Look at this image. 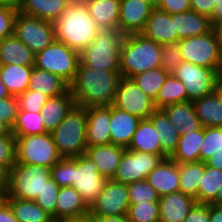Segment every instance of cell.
<instances>
[{
	"label": "cell",
	"instance_id": "6da1fadb",
	"mask_svg": "<svg viewBox=\"0 0 222 222\" xmlns=\"http://www.w3.org/2000/svg\"><path fill=\"white\" fill-rule=\"evenodd\" d=\"M121 78L120 71L92 69L80 61L70 91L76 105L83 108L110 106Z\"/></svg>",
	"mask_w": 222,
	"mask_h": 222
},
{
	"label": "cell",
	"instance_id": "7a4b0ae2",
	"mask_svg": "<svg viewBox=\"0 0 222 222\" xmlns=\"http://www.w3.org/2000/svg\"><path fill=\"white\" fill-rule=\"evenodd\" d=\"M53 24L56 40L78 52L85 49L101 30L91 18L84 0H71Z\"/></svg>",
	"mask_w": 222,
	"mask_h": 222
},
{
	"label": "cell",
	"instance_id": "3957f363",
	"mask_svg": "<svg viewBox=\"0 0 222 222\" xmlns=\"http://www.w3.org/2000/svg\"><path fill=\"white\" fill-rule=\"evenodd\" d=\"M162 45L139 34L124 36L120 49V73L124 78L161 67Z\"/></svg>",
	"mask_w": 222,
	"mask_h": 222
},
{
	"label": "cell",
	"instance_id": "277c9868",
	"mask_svg": "<svg viewBox=\"0 0 222 222\" xmlns=\"http://www.w3.org/2000/svg\"><path fill=\"white\" fill-rule=\"evenodd\" d=\"M86 108L74 105L66 117L51 132L59 154L65 158L83 155L87 149Z\"/></svg>",
	"mask_w": 222,
	"mask_h": 222
},
{
	"label": "cell",
	"instance_id": "5b68a950",
	"mask_svg": "<svg viewBox=\"0 0 222 222\" xmlns=\"http://www.w3.org/2000/svg\"><path fill=\"white\" fill-rule=\"evenodd\" d=\"M124 36L120 30L101 29L80 52V61L92 69L120 71L119 57Z\"/></svg>",
	"mask_w": 222,
	"mask_h": 222
},
{
	"label": "cell",
	"instance_id": "8992f818",
	"mask_svg": "<svg viewBox=\"0 0 222 222\" xmlns=\"http://www.w3.org/2000/svg\"><path fill=\"white\" fill-rule=\"evenodd\" d=\"M49 179L51 168L15 162L8 170L6 198L34 201L43 192Z\"/></svg>",
	"mask_w": 222,
	"mask_h": 222
},
{
	"label": "cell",
	"instance_id": "52a82bcc",
	"mask_svg": "<svg viewBox=\"0 0 222 222\" xmlns=\"http://www.w3.org/2000/svg\"><path fill=\"white\" fill-rule=\"evenodd\" d=\"M15 149V161L21 164L52 168L62 158L50 132L15 136Z\"/></svg>",
	"mask_w": 222,
	"mask_h": 222
},
{
	"label": "cell",
	"instance_id": "ba28073f",
	"mask_svg": "<svg viewBox=\"0 0 222 222\" xmlns=\"http://www.w3.org/2000/svg\"><path fill=\"white\" fill-rule=\"evenodd\" d=\"M183 61L222 72V49L216 32L212 29L202 36H193L178 41Z\"/></svg>",
	"mask_w": 222,
	"mask_h": 222
},
{
	"label": "cell",
	"instance_id": "9c48e42d",
	"mask_svg": "<svg viewBox=\"0 0 222 222\" xmlns=\"http://www.w3.org/2000/svg\"><path fill=\"white\" fill-rule=\"evenodd\" d=\"M79 62L80 52L55 39L35 54L34 67L56 74L70 85L75 79Z\"/></svg>",
	"mask_w": 222,
	"mask_h": 222
},
{
	"label": "cell",
	"instance_id": "30bf717a",
	"mask_svg": "<svg viewBox=\"0 0 222 222\" xmlns=\"http://www.w3.org/2000/svg\"><path fill=\"white\" fill-rule=\"evenodd\" d=\"M14 34L35 54L43 51L56 39L52 22L19 11L14 21Z\"/></svg>",
	"mask_w": 222,
	"mask_h": 222
},
{
	"label": "cell",
	"instance_id": "8fae6325",
	"mask_svg": "<svg viewBox=\"0 0 222 222\" xmlns=\"http://www.w3.org/2000/svg\"><path fill=\"white\" fill-rule=\"evenodd\" d=\"M173 74L184 84L188 101L214 93L216 82L220 77V74L214 69L186 61H182Z\"/></svg>",
	"mask_w": 222,
	"mask_h": 222
},
{
	"label": "cell",
	"instance_id": "7c38bea8",
	"mask_svg": "<svg viewBox=\"0 0 222 222\" xmlns=\"http://www.w3.org/2000/svg\"><path fill=\"white\" fill-rule=\"evenodd\" d=\"M106 181L85 154L72 157V187L80 193L89 207L100 195Z\"/></svg>",
	"mask_w": 222,
	"mask_h": 222
},
{
	"label": "cell",
	"instance_id": "4fadbf2b",
	"mask_svg": "<svg viewBox=\"0 0 222 222\" xmlns=\"http://www.w3.org/2000/svg\"><path fill=\"white\" fill-rule=\"evenodd\" d=\"M112 105L141 120L148 119L157 109L152 97L145 94L132 79L124 77L118 83Z\"/></svg>",
	"mask_w": 222,
	"mask_h": 222
},
{
	"label": "cell",
	"instance_id": "5bb4252c",
	"mask_svg": "<svg viewBox=\"0 0 222 222\" xmlns=\"http://www.w3.org/2000/svg\"><path fill=\"white\" fill-rule=\"evenodd\" d=\"M165 159L163 155L125 149L112 180L129 184L146 180L148 174Z\"/></svg>",
	"mask_w": 222,
	"mask_h": 222
},
{
	"label": "cell",
	"instance_id": "9a60e30c",
	"mask_svg": "<svg viewBox=\"0 0 222 222\" xmlns=\"http://www.w3.org/2000/svg\"><path fill=\"white\" fill-rule=\"evenodd\" d=\"M130 206L127 185L107 180L100 195L89 207L88 216L125 215Z\"/></svg>",
	"mask_w": 222,
	"mask_h": 222
},
{
	"label": "cell",
	"instance_id": "2e32d148",
	"mask_svg": "<svg viewBox=\"0 0 222 222\" xmlns=\"http://www.w3.org/2000/svg\"><path fill=\"white\" fill-rule=\"evenodd\" d=\"M153 7L142 0H120L118 30L124 35L139 34Z\"/></svg>",
	"mask_w": 222,
	"mask_h": 222
},
{
	"label": "cell",
	"instance_id": "e0dca14e",
	"mask_svg": "<svg viewBox=\"0 0 222 222\" xmlns=\"http://www.w3.org/2000/svg\"><path fill=\"white\" fill-rule=\"evenodd\" d=\"M140 34L160 45L179 41L171 15L158 8L152 9Z\"/></svg>",
	"mask_w": 222,
	"mask_h": 222
},
{
	"label": "cell",
	"instance_id": "ac0fdd59",
	"mask_svg": "<svg viewBox=\"0 0 222 222\" xmlns=\"http://www.w3.org/2000/svg\"><path fill=\"white\" fill-rule=\"evenodd\" d=\"M87 147L111 144L110 136V106L86 108Z\"/></svg>",
	"mask_w": 222,
	"mask_h": 222
},
{
	"label": "cell",
	"instance_id": "d6986e66",
	"mask_svg": "<svg viewBox=\"0 0 222 222\" xmlns=\"http://www.w3.org/2000/svg\"><path fill=\"white\" fill-rule=\"evenodd\" d=\"M126 148L114 144L87 147L85 155L96 165L98 172L107 180L114 178Z\"/></svg>",
	"mask_w": 222,
	"mask_h": 222
},
{
	"label": "cell",
	"instance_id": "ffe728a7",
	"mask_svg": "<svg viewBox=\"0 0 222 222\" xmlns=\"http://www.w3.org/2000/svg\"><path fill=\"white\" fill-rule=\"evenodd\" d=\"M148 183L164 196L179 191V164L171 158H165L146 177Z\"/></svg>",
	"mask_w": 222,
	"mask_h": 222
},
{
	"label": "cell",
	"instance_id": "44dd1931",
	"mask_svg": "<svg viewBox=\"0 0 222 222\" xmlns=\"http://www.w3.org/2000/svg\"><path fill=\"white\" fill-rule=\"evenodd\" d=\"M140 118L110 105L111 144L128 148Z\"/></svg>",
	"mask_w": 222,
	"mask_h": 222
},
{
	"label": "cell",
	"instance_id": "7402d4cb",
	"mask_svg": "<svg viewBox=\"0 0 222 222\" xmlns=\"http://www.w3.org/2000/svg\"><path fill=\"white\" fill-rule=\"evenodd\" d=\"M195 203V198L180 191L161 196L159 222H184Z\"/></svg>",
	"mask_w": 222,
	"mask_h": 222
},
{
	"label": "cell",
	"instance_id": "603a6c76",
	"mask_svg": "<svg viewBox=\"0 0 222 222\" xmlns=\"http://www.w3.org/2000/svg\"><path fill=\"white\" fill-rule=\"evenodd\" d=\"M89 206L73 187H61L56 202V220L65 221L86 217Z\"/></svg>",
	"mask_w": 222,
	"mask_h": 222
},
{
	"label": "cell",
	"instance_id": "cb8c5ba5",
	"mask_svg": "<svg viewBox=\"0 0 222 222\" xmlns=\"http://www.w3.org/2000/svg\"><path fill=\"white\" fill-rule=\"evenodd\" d=\"M174 21L175 30L181 39L202 36L213 29L210 18L193 10L170 14Z\"/></svg>",
	"mask_w": 222,
	"mask_h": 222
},
{
	"label": "cell",
	"instance_id": "d4e9b609",
	"mask_svg": "<svg viewBox=\"0 0 222 222\" xmlns=\"http://www.w3.org/2000/svg\"><path fill=\"white\" fill-rule=\"evenodd\" d=\"M35 53L15 34L0 40V65L34 66Z\"/></svg>",
	"mask_w": 222,
	"mask_h": 222
},
{
	"label": "cell",
	"instance_id": "484cf974",
	"mask_svg": "<svg viewBox=\"0 0 222 222\" xmlns=\"http://www.w3.org/2000/svg\"><path fill=\"white\" fill-rule=\"evenodd\" d=\"M180 135L199 130L202 126L197 117L193 101L174 103L162 109Z\"/></svg>",
	"mask_w": 222,
	"mask_h": 222
},
{
	"label": "cell",
	"instance_id": "4316f807",
	"mask_svg": "<svg viewBox=\"0 0 222 222\" xmlns=\"http://www.w3.org/2000/svg\"><path fill=\"white\" fill-rule=\"evenodd\" d=\"M148 119L152 122L155 130L159 134L161 155L165 158H170L177 149L180 139L179 132L175 129L169 117L162 109H156Z\"/></svg>",
	"mask_w": 222,
	"mask_h": 222
},
{
	"label": "cell",
	"instance_id": "83f0119b",
	"mask_svg": "<svg viewBox=\"0 0 222 222\" xmlns=\"http://www.w3.org/2000/svg\"><path fill=\"white\" fill-rule=\"evenodd\" d=\"M75 104L70 89L63 95L49 98L40 112L46 131L51 133L55 130Z\"/></svg>",
	"mask_w": 222,
	"mask_h": 222
},
{
	"label": "cell",
	"instance_id": "f1b7e54d",
	"mask_svg": "<svg viewBox=\"0 0 222 222\" xmlns=\"http://www.w3.org/2000/svg\"><path fill=\"white\" fill-rule=\"evenodd\" d=\"M100 29L118 30L120 0H84Z\"/></svg>",
	"mask_w": 222,
	"mask_h": 222
},
{
	"label": "cell",
	"instance_id": "f546056e",
	"mask_svg": "<svg viewBox=\"0 0 222 222\" xmlns=\"http://www.w3.org/2000/svg\"><path fill=\"white\" fill-rule=\"evenodd\" d=\"M28 89L41 92L51 98L65 94L70 89V85L56 74L33 67Z\"/></svg>",
	"mask_w": 222,
	"mask_h": 222
},
{
	"label": "cell",
	"instance_id": "4dcf8cb0",
	"mask_svg": "<svg viewBox=\"0 0 222 222\" xmlns=\"http://www.w3.org/2000/svg\"><path fill=\"white\" fill-rule=\"evenodd\" d=\"M71 0H23L18 11L54 23Z\"/></svg>",
	"mask_w": 222,
	"mask_h": 222
},
{
	"label": "cell",
	"instance_id": "1f68e13d",
	"mask_svg": "<svg viewBox=\"0 0 222 222\" xmlns=\"http://www.w3.org/2000/svg\"><path fill=\"white\" fill-rule=\"evenodd\" d=\"M127 149L161 155L159 134L149 119H142L139 122Z\"/></svg>",
	"mask_w": 222,
	"mask_h": 222
},
{
	"label": "cell",
	"instance_id": "d6a6232c",
	"mask_svg": "<svg viewBox=\"0 0 222 222\" xmlns=\"http://www.w3.org/2000/svg\"><path fill=\"white\" fill-rule=\"evenodd\" d=\"M204 141V127L188 134L180 135L177 149L170 157L176 163L200 161V148Z\"/></svg>",
	"mask_w": 222,
	"mask_h": 222
},
{
	"label": "cell",
	"instance_id": "836d02e7",
	"mask_svg": "<svg viewBox=\"0 0 222 222\" xmlns=\"http://www.w3.org/2000/svg\"><path fill=\"white\" fill-rule=\"evenodd\" d=\"M34 66L0 65V79L12 96H19L29 88L30 74Z\"/></svg>",
	"mask_w": 222,
	"mask_h": 222
},
{
	"label": "cell",
	"instance_id": "e575fe53",
	"mask_svg": "<svg viewBox=\"0 0 222 222\" xmlns=\"http://www.w3.org/2000/svg\"><path fill=\"white\" fill-rule=\"evenodd\" d=\"M202 127H222V102L214 92L193 101Z\"/></svg>",
	"mask_w": 222,
	"mask_h": 222
},
{
	"label": "cell",
	"instance_id": "d590c367",
	"mask_svg": "<svg viewBox=\"0 0 222 222\" xmlns=\"http://www.w3.org/2000/svg\"><path fill=\"white\" fill-rule=\"evenodd\" d=\"M14 216L19 222H51L53 217L45 212L35 201L6 198Z\"/></svg>",
	"mask_w": 222,
	"mask_h": 222
},
{
	"label": "cell",
	"instance_id": "8d00e7d4",
	"mask_svg": "<svg viewBox=\"0 0 222 222\" xmlns=\"http://www.w3.org/2000/svg\"><path fill=\"white\" fill-rule=\"evenodd\" d=\"M188 101L184 84L178 80L174 74H168L163 86L160 88L154 104L157 109L174 104Z\"/></svg>",
	"mask_w": 222,
	"mask_h": 222
},
{
	"label": "cell",
	"instance_id": "74e56055",
	"mask_svg": "<svg viewBox=\"0 0 222 222\" xmlns=\"http://www.w3.org/2000/svg\"><path fill=\"white\" fill-rule=\"evenodd\" d=\"M205 171V162L179 164V191L195 198L200 180Z\"/></svg>",
	"mask_w": 222,
	"mask_h": 222
},
{
	"label": "cell",
	"instance_id": "f35d334b",
	"mask_svg": "<svg viewBox=\"0 0 222 222\" xmlns=\"http://www.w3.org/2000/svg\"><path fill=\"white\" fill-rule=\"evenodd\" d=\"M220 186H222V170L205 164V171L195 197L196 202L211 203L217 197Z\"/></svg>",
	"mask_w": 222,
	"mask_h": 222
},
{
	"label": "cell",
	"instance_id": "ab89813d",
	"mask_svg": "<svg viewBox=\"0 0 222 222\" xmlns=\"http://www.w3.org/2000/svg\"><path fill=\"white\" fill-rule=\"evenodd\" d=\"M14 136L36 135L47 133L41 113L18 109L17 118L12 127Z\"/></svg>",
	"mask_w": 222,
	"mask_h": 222
},
{
	"label": "cell",
	"instance_id": "60d3db41",
	"mask_svg": "<svg viewBox=\"0 0 222 222\" xmlns=\"http://www.w3.org/2000/svg\"><path fill=\"white\" fill-rule=\"evenodd\" d=\"M167 76L168 73L159 67L139 73L131 79L145 94L155 99Z\"/></svg>",
	"mask_w": 222,
	"mask_h": 222
},
{
	"label": "cell",
	"instance_id": "b9f144b4",
	"mask_svg": "<svg viewBox=\"0 0 222 222\" xmlns=\"http://www.w3.org/2000/svg\"><path fill=\"white\" fill-rule=\"evenodd\" d=\"M127 216L130 222H159V201L130 204Z\"/></svg>",
	"mask_w": 222,
	"mask_h": 222
},
{
	"label": "cell",
	"instance_id": "7bdbcfd3",
	"mask_svg": "<svg viewBox=\"0 0 222 222\" xmlns=\"http://www.w3.org/2000/svg\"><path fill=\"white\" fill-rule=\"evenodd\" d=\"M129 203L138 204L159 201L160 196L147 180L127 184Z\"/></svg>",
	"mask_w": 222,
	"mask_h": 222
},
{
	"label": "cell",
	"instance_id": "ee69618b",
	"mask_svg": "<svg viewBox=\"0 0 222 222\" xmlns=\"http://www.w3.org/2000/svg\"><path fill=\"white\" fill-rule=\"evenodd\" d=\"M219 150H222V127H204V141L200 148V161L205 162Z\"/></svg>",
	"mask_w": 222,
	"mask_h": 222
},
{
	"label": "cell",
	"instance_id": "f6af8a7d",
	"mask_svg": "<svg viewBox=\"0 0 222 222\" xmlns=\"http://www.w3.org/2000/svg\"><path fill=\"white\" fill-rule=\"evenodd\" d=\"M59 185L51 178L46 181L45 189L34 200L45 212L56 220V202Z\"/></svg>",
	"mask_w": 222,
	"mask_h": 222
},
{
	"label": "cell",
	"instance_id": "bcb514c9",
	"mask_svg": "<svg viewBox=\"0 0 222 222\" xmlns=\"http://www.w3.org/2000/svg\"><path fill=\"white\" fill-rule=\"evenodd\" d=\"M182 61L179 42L162 45L161 68L168 74H173Z\"/></svg>",
	"mask_w": 222,
	"mask_h": 222
},
{
	"label": "cell",
	"instance_id": "7dc6e473",
	"mask_svg": "<svg viewBox=\"0 0 222 222\" xmlns=\"http://www.w3.org/2000/svg\"><path fill=\"white\" fill-rule=\"evenodd\" d=\"M49 97L41 92L27 89L18 96L19 108L28 112L40 113Z\"/></svg>",
	"mask_w": 222,
	"mask_h": 222
},
{
	"label": "cell",
	"instance_id": "c3c4849f",
	"mask_svg": "<svg viewBox=\"0 0 222 222\" xmlns=\"http://www.w3.org/2000/svg\"><path fill=\"white\" fill-rule=\"evenodd\" d=\"M51 178L59 187H72V157H62L52 168Z\"/></svg>",
	"mask_w": 222,
	"mask_h": 222
},
{
	"label": "cell",
	"instance_id": "681fc988",
	"mask_svg": "<svg viewBox=\"0 0 222 222\" xmlns=\"http://www.w3.org/2000/svg\"><path fill=\"white\" fill-rule=\"evenodd\" d=\"M15 150L14 134L0 135V166L7 172L16 162Z\"/></svg>",
	"mask_w": 222,
	"mask_h": 222
},
{
	"label": "cell",
	"instance_id": "f907efd6",
	"mask_svg": "<svg viewBox=\"0 0 222 222\" xmlns=\"http://www.w3.org/2000/svg\"><path fill=\"white\" fill-rule=\"evenodd\" d=\"M18 8L0 4V40L14 34V21Z\"/></svg>",
	"mask_w": 222,
	"mask_h": 222
},
{
	"label": "cell",
	"instance_id": "816d5d0a",
	"mask_svg": "<svg viewBox=\"0 0 222 222\" xmlns=\"http://www.w3.org/2000/svg\"><path fill=\"white\" fill-rule=\"evenodd\" d=\"M19 109L17 96L0 98V119L6 122L11 128L14 126Z\"/></svg>",
	"mask_w": 222,
	"mask_h": 222
},
{
	"label": "cell",
	"instance_id": "f5cc1de1",
	"mask_svg": "<svg viewBox=\"0 0 222 222\" xmlns=\"http://www.w3.org/2000/svg\"><path fill=\"white\" fill-rule=\"evenodd\" d=\"M158 9L168 14H177L191 10L190 0H160Z\"/></svg>",
	"mask_w": 222,
	"mask_h": 222
},
{
	"label": "cell",
	"instance_id": "db71d44e",
	"mask_svg": "<svg viewBox=\"0 0 222 222\" xmlns=\"http://www.w3.org/2000/svg\"><path fill=\"white\" fill-rule=\"evenodd\" d=\"M184 222H209V203H195Z\"/></svg>",
	"mask_w": 222,
	"mask_h": 222
},
{
	"label": "cell",
	"instance_id": "11a10c76",
	"mask_svg": "<svg viewBox=\"0 0 222 222\" xmlns=\"http://www.w3.org/2000/svg\"><path fill=\"white\" fill-rule=\"evenodd\" d=\"M217 2L218 0H190L191 10L210 18Z\"/></svg>",
	"mask_w": 222,
	"mask_h": 222
},
{
	"label": "cell",
	"instance_id": "9f6ffc18",
	"mask_svg": "<svg viewBox=\"0 0 222 222\" xmlns=\"http://www.w3.org/2000/svg\"><path fill=\"white\" fill-rule=\"evenodd\" d=\"M0 222H19L6 201L0 205Z\"/></svg>",
	"mask_w": 222,
	"mask_h": 222
},
{
	"label": "cell",
	"instance_id": "6f0895ef",
	"mask_svg": "<svg viewBox=\"0 0 222 222\" xmlns=\"http://www.w3.org/2000/svg\"><path fill=\"white\" fill-rule=\"evenodd\" d=\"M91 222H130L127 214L119 216H89Z\"/></svg>",
	"mask_w": 222,
	"mask_h": 222
},
{
	"label": "cell",
	"instance_id": "680465c9",
	"mask_svg": "<svg viewBox=\"0 0 222 222\" xmlns=\"http://www.w3.org/2000/svg\"><path fill=\"white\" fill-rule=\"evenodd\" d=\"M209 222H222V205L209 203Z\"/></svg>",
	"mask_w": 222,
	"mask_h": 222
},
{
	"label": "cell",
	"instance_id": "91938a15",
	"mask_svg": "<svg viewBox=\"0 0 222 222\" xmlns=\"http://www.w3.org/2000/svg\"><path fill=\"white\" fill-rule=\"evenodd\" d=\"M205 164L210 167L222 170V150L211 155V157L205 161Z\"/></svg>",
	"mask_w": 222,
	"mask_h": 222
},
{
	"label": "cell",
	"instance_id": "94428289",
	"mask_svg": "<svg viewBox=\"0 0 222 222\" xmlns=\"http://www.w3.org/2000/svg\"><path fill=\"white\" fill-rule=\"evenodd\" d=\"M220 21H222V0H218V2L215 3L212 16L210 17V22L212 26Z\"/></svg>",
	"mask_w": 222,
	"mask_h": 222
},
{
	"label": "cell",
	"instance_id": "6125c7cd",
	"mask_svg": "<svg viewBox=\"0 0 222 222\" xmlns=\"http://www.w3.org/2000/svg\"><path fill=\"white\" fill-rule=\"evenodd\" d=\"M8 172L0 166V192L6 193Z\"/></svg>",
	"mask_w": 222,
	"mask_h": 222
},
{
	"label": "cell",
	"instance_id": "be15d7a7",
	"mask_svg": "<svg viewBox=\"0 0 222 222\" xmlns=\"http://www.w3.org/2000/svg\"><path fill=\"white\" fill-rule=\"evenodd\" d=\"M214 31L216 32L220 47L222 49V21L216 23L213 26Z\"/></svg>",
	"mask_w": 222,
	"mask_h": 222
},
{
	"label": "cell",
	"instance_id": "e7e4bbea",
	"mask_svg": "<svg viewBox=\"0 0 222 222\" xmlns=\"http://www.w3.org/2000/svg\"><path fill=\"white\" fill-rule=\"evenodd\" d=\"M12 128L3 120L0 119V135L10 134Z\"/></svg>",
	"mask_w": 222,
	"mask_h": 222
},
{
	"label": "cell",
	"instance_id": "03108f58",
	"mask_svg": "<svg viewBox=\"0 0 222 222\" xmlns=\"http://www.w3.org/2000/svg\"><path fill=\"white\" fill-rule=\"evenodd\" d=\"M220 101L222 102V77L220 76L215 85V91Z\"/></svg>",
	"mask_w": 222,
	"mask_h": 222
},
{
	"label": "cell",
	"instance_id": "003e7915",
	"mask_svg": "<svg viewBox=\"0 0 222 222\" xmlns=\"http://www.w3.org/2000/svg\"><path fill=\"white\" fill-rule=\"evenodd\" d=\"M23 0H0V4L3 5H11L16 8H19V6L22 4Z\"/></svg>",
	"mask_w": 222,
	"mask_h": 222
},
{
	"label": "cell",
	"instance_id": "a7ac6f4b",
	"mask_svg": "<svg viewBox=\"0 0 222 222\" xmlns=\"http://www.w3.org/2000/svg\"><path fill=\"white\" fill-rule=\"evenodd\" d=\"M11 96L7 90V88L5 87V85L2 83L1 79H0V98H6Z\"/></svg>",
	"mask_w": 222,
	"mask_h": 222
},
{
	"label": "cell",
	"instance_id": "89a4df30",
	"mask_svg": "<svg viewBox=\"0 0 222 222\" xmlns=\"http://www.w3.org/2000/svg\"><path fill=\"white\" fill-rule=\"evenodd\" d=\"M211 203L222 205V186L219 187L217 197Z\"/></svg>",
	"mask_w": 222,
	"mask_h": 222
},
{
	"label": "cell",
	"instance_id": "2644e50d",
	"mask_svg": "<svg viewBox=\"0 0 222 222\" xmlns=\"http://www.w3.org/2000/svg\"><path fill=\"white\" fill-rule=\"evenodd\" d=\"M64 222H91V220L89 216H86L77 219L65 220Z\"/></svg>",
	"mask_w": 222,
	"mask_h": 222
},
{
	"label": "cell",
	"instance_id": "8c879c8a",
	"mask_svg": "<svg viewBox=\"0 0 222 222\" xmlns=\"http://www.w3.org/2000/svg\"><path fill=\"white\" fill-rule=\"evenodd\" d=\"M148 4H150L153 8H157L160 0H142Z\"/></svg>",
	"mask_w": 222,
	"mask_h": 222
},
{
	"label": "cell",
	"instance_id": "753ad0ef",
	"mask_svg": "<svg viewBox=\"0 0 222 222\" xmlns=\"http://www.w3.org/2000/svg\"><path fill=\"white\" fill-rule=\"evenodd\" d=\"M6 199V193L0 192V205L5 201Z\"/></svg>",
	"mask_w": 222,
	"mask_h": 222
},
{
	"label": "cell",
	"instance_id": "34e18365",
	"mask_svg": "<svg viewBox=\"0 0 222 222\" xmlns=\"http://www.w3.org/2000/svg\"><path fill=\"white\" fill-rule=\"evenodd\" d=\"M51 222H64V221H59V220H52Z\"/></svg>",
	"mask_w": 222,
	"mask_h": 222
}]
</instances>
